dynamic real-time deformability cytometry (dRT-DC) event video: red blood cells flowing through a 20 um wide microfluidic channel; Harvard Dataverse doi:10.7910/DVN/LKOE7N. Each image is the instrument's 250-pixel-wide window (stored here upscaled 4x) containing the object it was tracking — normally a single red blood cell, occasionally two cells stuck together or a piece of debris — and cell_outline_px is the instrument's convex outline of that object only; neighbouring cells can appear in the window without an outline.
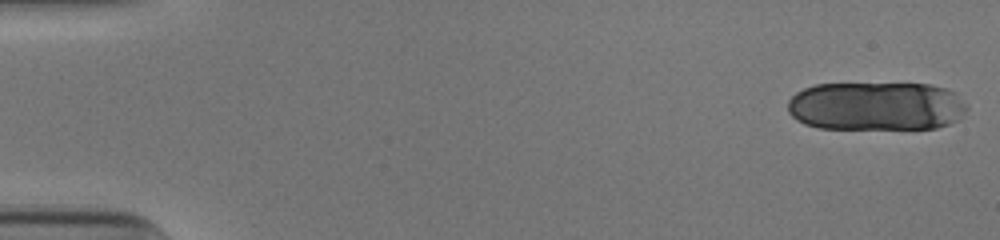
{"species": "human", "species_latin": "Homo sapiens", "temperature_condition": "cold", "stored_images_in_passage": 17, "camera_frame_rate_fps": 3000, "um_per_image_px": 0.085, "donor": {"sex": "male"}, "frame": {"image": 1, "passage_image": 1, "time_ms": 0.0, "image_size_px": [1000, 240], "cell_outline_px": [[968, 108], [960, 120], [936, 128], [820, 128], [804, 124], [796, 120], [788, 112], [788, 100], [796, 92], [804, 88], [816, 84], [928, 84], [948, 88], [956, 92], [968, 104]], "centroid_in_image_um": [74.52, 9.02], "position_along_channel_um": 10.5, "area_um2": 51.38}}